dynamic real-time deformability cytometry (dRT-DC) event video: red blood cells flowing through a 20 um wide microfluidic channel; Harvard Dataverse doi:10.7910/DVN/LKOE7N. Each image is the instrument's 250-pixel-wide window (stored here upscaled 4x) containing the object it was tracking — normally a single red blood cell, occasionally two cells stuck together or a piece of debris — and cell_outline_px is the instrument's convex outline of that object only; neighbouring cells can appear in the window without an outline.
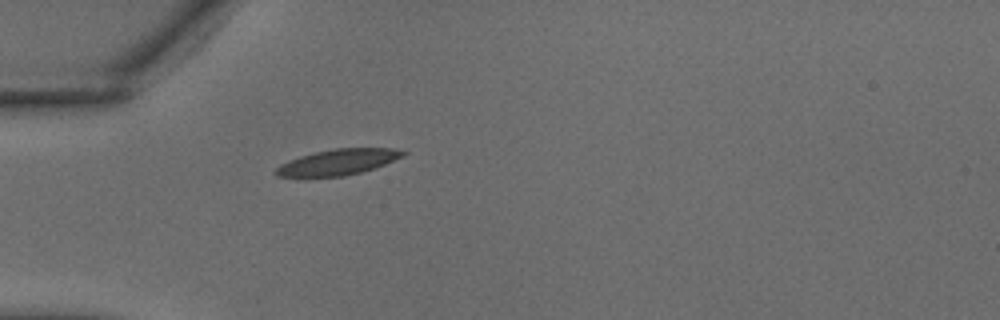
{"species": "common noctule bat (a hibernating species)", "species_latin": "Nyctalus noctula", "temperature_condition": "warm", "stored_images_in_passage": 22, "camera_frame_rate_fps": 3000, "um_per_image_px": 0.085, "animal": {"sex": "male", "body_mass_g": 18.8}, "frame": {"image": 1, "passage_image": 1, "time_ms": 0.0, "image_size_px": [1000, 320], "cell_outline_px": [[408, 152], [404, 156], [384, 164], [360, 172], [344, 176], [276, 176], [272, 172], [280, 164], [288, 160], [300, 156], [316, 152], [336, 148], [392, 148]], "centroid_in_image_um": [28.71, 13.77], "position_along_channel_um": 56.3, "area_um2": 18.84}}
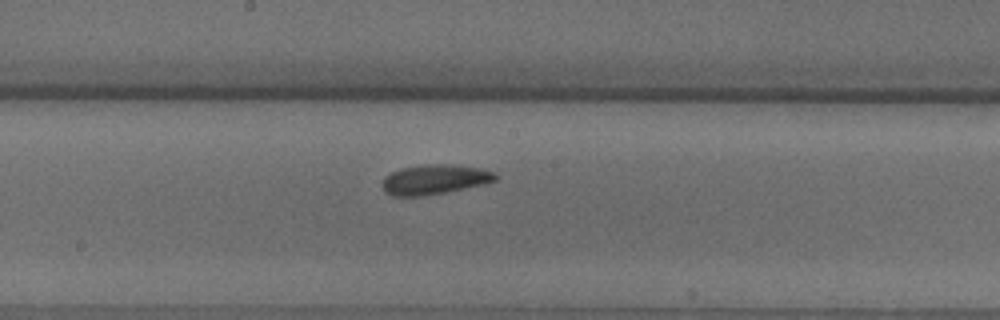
{"frame": {"image": 2, "passage_image": 10, "time_ms": 3.0, "image_size_px": [1000, 320], "cell_outline_px": [[500, 176], [496, 180], [484, 184], [448, 192], [424, 196], [392, 196], [384, 192], [380, 188], [380, 184], [384, 176], [388, 172], [400, 168], [420, 164], [456, 164], [480, 168], [496, 172]], "centroid_in_image_um": [36.9, 15.25], "position_along_channel_um": 211.3, "area_um2": 20.4}}
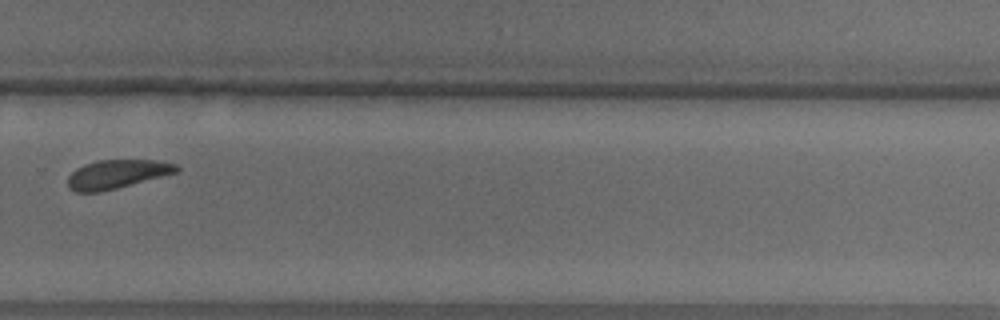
{"frame": {"image": 3, "passage_image": 16, "time_ms": 5.0, "image_size_px": [1000, 320], "cell_outline_px": [[180, 172], [100, 192], [76, 192], [68, 188], [68, 176], [76, 168], [84, 164], [96, 160], [156, 160], [176, 164], [180, 168]], "centroid_in_image_um": [9.95, 14.8], "position_along_channel_um": 319.9, "area_um2": 18.32}}